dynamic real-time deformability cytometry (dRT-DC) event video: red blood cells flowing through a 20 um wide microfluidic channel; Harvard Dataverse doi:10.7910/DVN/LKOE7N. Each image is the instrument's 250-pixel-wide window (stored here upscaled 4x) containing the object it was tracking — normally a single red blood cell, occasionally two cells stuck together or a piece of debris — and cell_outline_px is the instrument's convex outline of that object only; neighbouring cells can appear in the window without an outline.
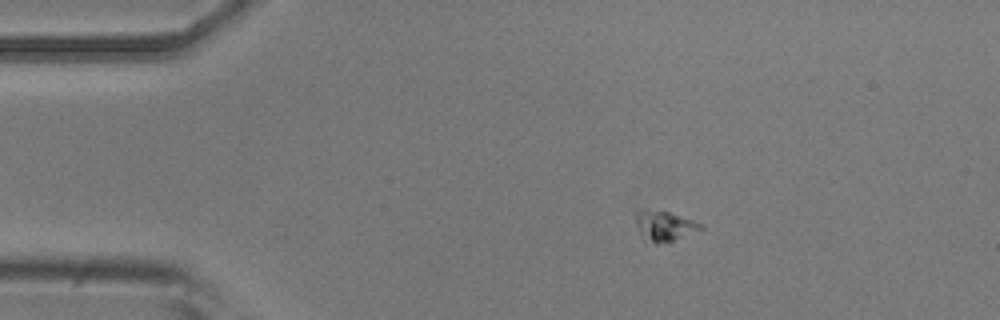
{"species": "common noctule bat (a hibernating species)", "species_latin": "Nyctalus noctula", "temperature_condition": "room temperature", "stored_images_in_passage": 4, "camera_frame_rate_fps": 3000, "um_per_image_px": 0.085, "animal": {"sex": "male", "body_mass_g": 20.5, "forearm_length_mm": 52.5}, "frame": {"image": 1, "passage_image": 3, "time_ms": 0.667, "image_size_px": [1000, 320], "cell_outline_px": [[704, 228], [672, 240], [656, 244], [640, 236], [636, 224], [636, 212], [644, 208], [668, 212], [704, 224]], "centroid_in_image_um": [56.44, 19.18], "position_along_channel_um": 28.6, "area_um2": 11.21}}